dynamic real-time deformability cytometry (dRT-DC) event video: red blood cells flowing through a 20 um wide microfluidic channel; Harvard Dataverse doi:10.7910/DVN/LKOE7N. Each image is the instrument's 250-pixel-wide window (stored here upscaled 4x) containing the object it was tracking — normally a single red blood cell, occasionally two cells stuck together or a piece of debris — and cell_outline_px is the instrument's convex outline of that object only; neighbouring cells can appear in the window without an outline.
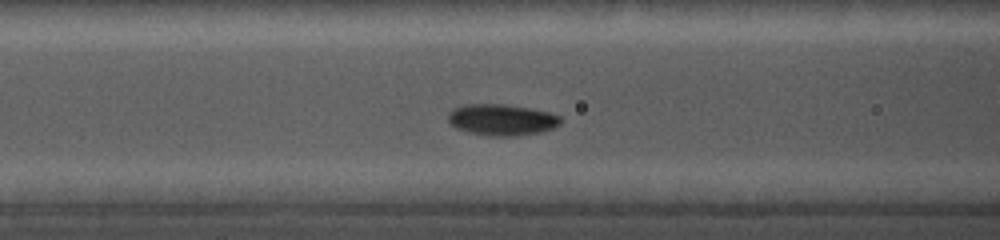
{"species": "common noctule bat (a hibernating species)", "species_latin": "Nyctalus noctula", "temperature_condition": "cold", "stored_images_in_passage": 78, "camera_frame_rate_fps": 5000, "um_per_image_px": 0.085, "animal": {"sex": "female", "body_mass_g": 19.0, "forearm_length_mm": 56.7}, "frame": {"image": 1, "passage_image": 34, "time_ms": 5.6, "image_size_px": [1000, 240], "cell_outline_px": [[564, 120], [560, 124], [552, 128], [540, 132], [512, 136], [492, 136], [468, 132], [456, 128], [448, 120], [448, 112], [452, 108], [464, 104], [504, 104], [528, 108], [548, 112], [560, 116]], "centroid_in_image_um": [42.63, 10.17], "position_along_channel_um": 124.0, "area_um2": 20.52}}
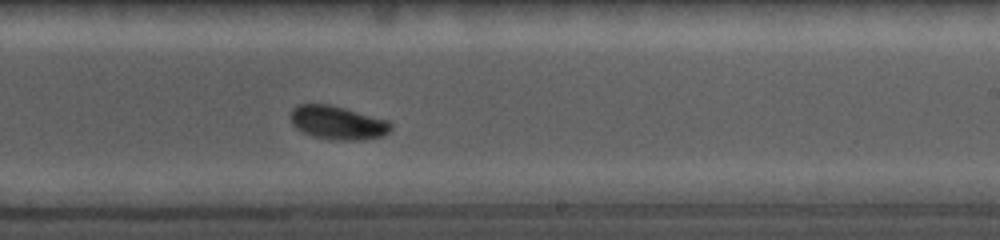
{"frame": {"image": 2, "passage_image": 55, "time_ms": 9.2, "image_size_px": [1000, 240], "cell_outline_px": [[392, 128], [384, 136], [360, 140], [328, 140], [312, 136], [300, 132], [292, 124], [292, 108], [300, 104], [328, 104], [344, 108], [388, 120], [392, 124]], "centroid_in_image_um": [28.7, 10.45], "position_along_channel_um": 260.3, "area_um2": 19.71}}
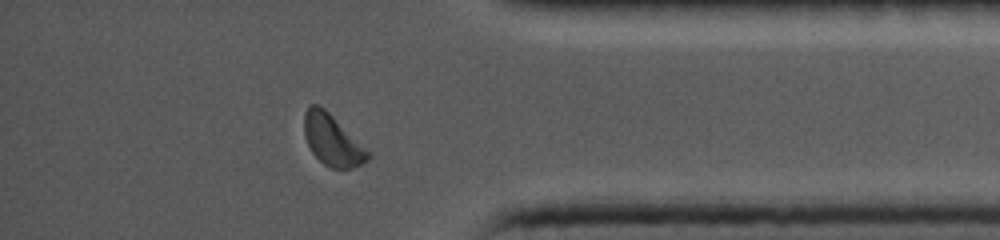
{"frame": {"image": 3, "passage_image": 71, "time_ms": 13.2, "image_size_px": [1000, 240], "cell_outline_px": [[372, 156], [368, 160], [352, 168], [332, 168], [324, 164], [312, 152], [304, 136], [304, 112], [308, 104], [316, 104], [324, 108]], "centroid_in_image_um": [28.19, 11.9], "position_along_channel_um": 407.0, "area_um2": 18.38}}